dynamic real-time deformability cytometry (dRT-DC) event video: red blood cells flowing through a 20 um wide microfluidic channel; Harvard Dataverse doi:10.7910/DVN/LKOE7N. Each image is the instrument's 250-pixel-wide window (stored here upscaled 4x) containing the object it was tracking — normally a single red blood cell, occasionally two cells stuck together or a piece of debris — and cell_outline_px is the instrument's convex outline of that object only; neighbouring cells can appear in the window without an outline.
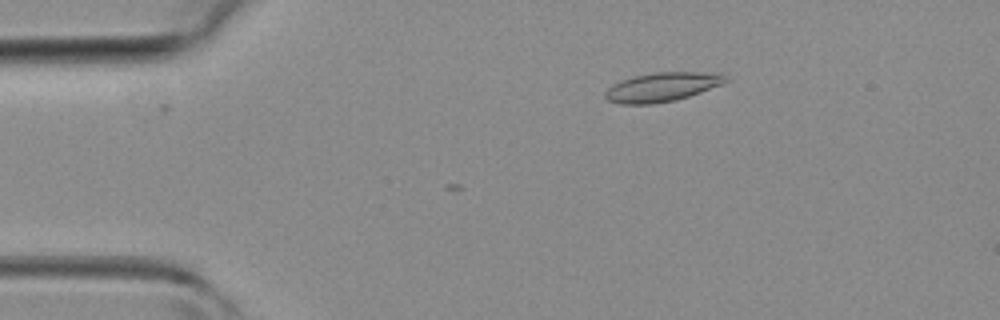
{"species": "common noctule bat (a hibernating species)", "species_latin": "Nyctalus noctula", "temperature_condition": "room temperature", "stored_images_in_passage": 8, "camera_frame_rate_fps": 3000, "um_per_image_px": 0.085, "animal": {"sex": "female", "body_mass_g": 19.3, "forearm_length_mm": 54.1}, "frame": {"image": 1, "passage_image": 6, "time_ms": 1.667, "image_size_px": [1000, 320], "cell_outline_px": [[728, 80], [724, 84], [676, 100], [652, 104], [620, 104], [608, 100], [604, 96], [604, 92], [612, 84], [636, 76], [656, 72], [724, 72], [728, 76]], "centroid_in_image_um": [56.34, 7.39], "position_along_channel_um": 28.7, "area_um2": 20.52}}